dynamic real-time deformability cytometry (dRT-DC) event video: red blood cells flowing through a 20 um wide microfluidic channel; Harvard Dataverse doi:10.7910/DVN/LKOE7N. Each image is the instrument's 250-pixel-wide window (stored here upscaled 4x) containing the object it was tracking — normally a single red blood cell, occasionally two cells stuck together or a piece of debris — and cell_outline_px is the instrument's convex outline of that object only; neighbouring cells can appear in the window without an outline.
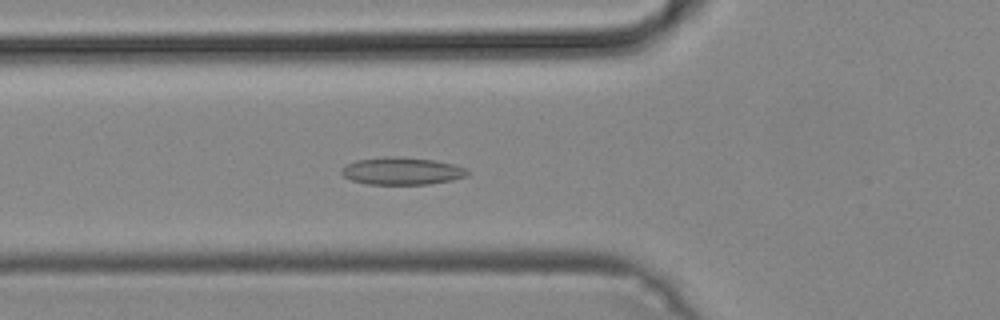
{"species": "common noctule bat (a hibernating species)", "species_latin": "Nyctalus noctula", "temperature_condition": "cold", "stored_images_in_passage": 35, "camera_frame_rate_fps": 3000, "um_per_image_px": 0.085, "animal": {"sex": "male", "body_mass_g": 19.2, "forearm_length_mm": 51.8}, "frame": {"image": 1, "passage_image": 13, "time_ms": 4.0, "image_size_px": [1000, 320], "cell_outline_px": [[468, 176], [452, 180], [428, 184], [368, 184], [352, 180], [344, 176], [340, 172], [340, 168], [356, 160], [388, 156], [396, 156], [432, 160], [452, 164], [468, 168]], "centroid_in_image_um": [34.16, 14.53], "position_along_channel_um": 91.6, "area_um2": 20.06}}
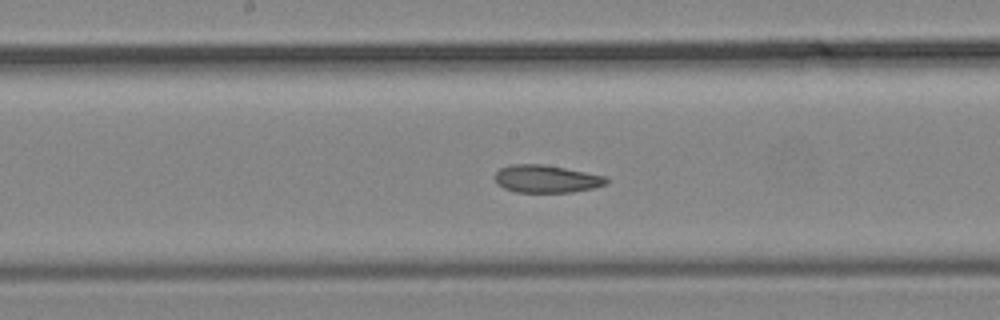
{"frame": {"image": 2, "passage_image": 21, "time_ms": 6.667, "image_size_px": [1000, 320], "cell_outline_px": [[608, 184], [592, 188], [572, 192], [516, 192], [504, 188], [496, 184], [492, 176], [500, 168], [508, 164], [544, 164], [604, 176], [608, 180]], "centroid_in_image_um": [46.37, 15.2], "position_along_channel_um": 201.8, "area_um2": 18.03}}
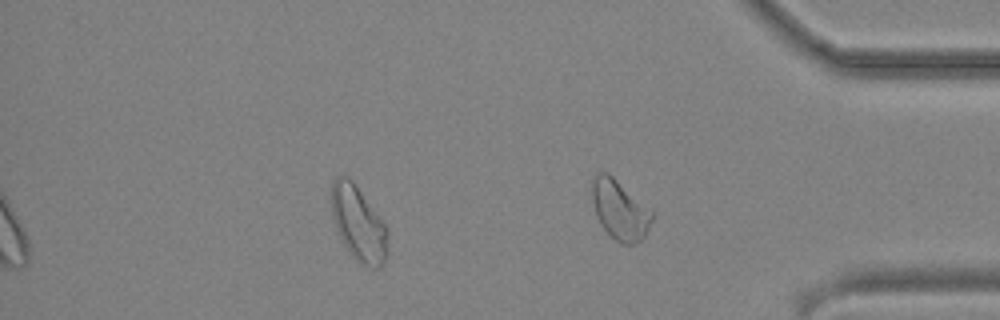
{"frame": {"image": 3, "passage_image": 35, "time_ms": 11.333, "image_size_px": [1000, 320], "cell_outline_px": [[388, 232], [384, 260], [380, 268], [376, 268], [364, 264], [356, 260], [344, 244], [336, 228], [332, 216], [332, 180], [336, 176], [344, 176], [352, 180], [356, 184], [384, 224]], "centroid_in_image_um": [30.44, 18.97], "position_along_channel_um": 404.8, "area_um2": 23.87}}